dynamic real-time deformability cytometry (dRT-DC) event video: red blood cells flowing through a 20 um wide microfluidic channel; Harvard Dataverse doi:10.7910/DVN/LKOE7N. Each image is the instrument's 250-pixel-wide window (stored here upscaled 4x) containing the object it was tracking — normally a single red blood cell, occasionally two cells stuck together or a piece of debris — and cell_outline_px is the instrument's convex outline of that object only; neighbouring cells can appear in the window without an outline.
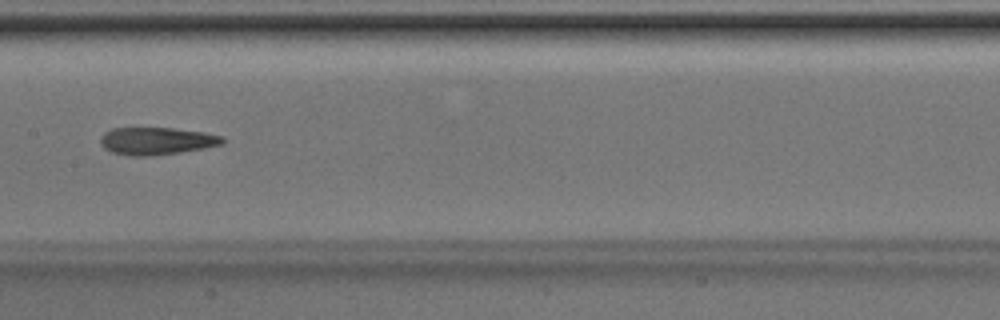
{"species": "Egyptian fruit bat (a non-hibernating species)", "species_latin": "Rousettus aegyptiacus", "temperature_condition": "room temperature", "stored_images_in_passage": 25, "camera_frame_rate_fps": 3000, "um_per_image_px": 0.085, "animal": {"sex": "male"}, "frame": {"image": 1, "passage_image": 15, "time_ms": 4.667, "image_size_px": [1000, 320], "cell_outline_px": [[224, 144], [204, 148], [180, 152], [152, 156], [128, 156], [112, 152], [104, 148], [100, 144], [100, 136], [104, 132], [112, 128], [172, 128], [204, 132], [224, 136]], "centroid_in_image_um": [13.3, 11.98], "position_along_channel_um": 194.1, "area_um2": 19.71}}